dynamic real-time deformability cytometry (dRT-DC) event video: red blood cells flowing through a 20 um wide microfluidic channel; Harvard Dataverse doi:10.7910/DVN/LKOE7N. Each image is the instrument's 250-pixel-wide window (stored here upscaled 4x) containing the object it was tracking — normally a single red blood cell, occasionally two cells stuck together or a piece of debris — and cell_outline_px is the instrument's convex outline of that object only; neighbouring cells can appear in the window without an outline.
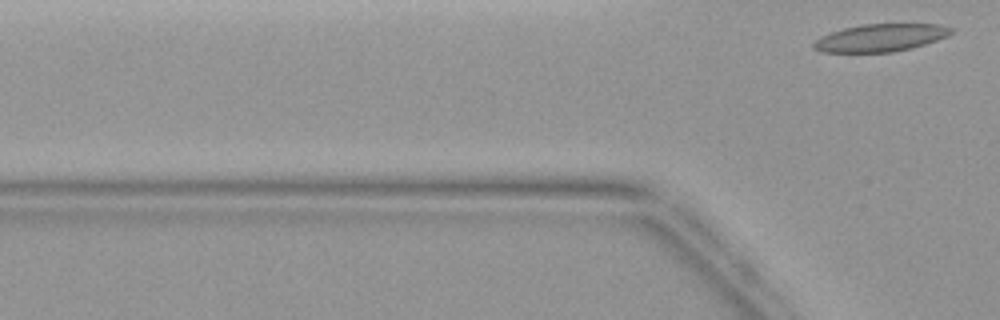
{"species": "common noctule bat (a hibernating species)", "species_latin": "Nyctalus noctula", "temperature_condition": "warm", "stored_images_in_passage": 4, "camera_frame_rate_fps": 3000, "um_per_image_px": 0.085, "animal": {"sex": "female", "body_mass_g": 19.9}, "frame": {"image": 1, "passage_image": 4, "time_ms": 4.667, "image_size_px": [1000, 320], "cell_outline_px": [[956, 28], [948, 36], [912, 48], [892, 52], [824, 52], [812, 48], [812, 44], [820, 36], [844, 28], [860, 24], [940, 24]], "centroid_in_image_um": [74.87, 3.2], "position_along_channel_um": 50.9, "area_um2": 22.14}}